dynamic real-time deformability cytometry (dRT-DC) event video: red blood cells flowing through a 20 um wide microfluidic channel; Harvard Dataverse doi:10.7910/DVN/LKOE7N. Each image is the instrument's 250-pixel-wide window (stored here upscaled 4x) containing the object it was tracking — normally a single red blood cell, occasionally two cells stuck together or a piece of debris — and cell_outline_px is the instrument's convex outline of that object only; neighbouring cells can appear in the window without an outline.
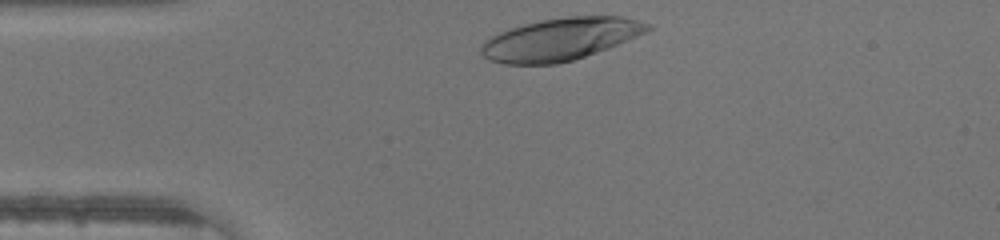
{"species": "human", "species_latin": "Homo sapiens", "temperature_condition": "warm", "stored_images_in_passage": 27, "camera_frame_rate_fps": 3000, "um_per_image_px": 0.085, "donor": {"sex": "male"}, "frame": {"image": 1, "passage_image": 1, "time_ms": 0.0, "image_size_px": [1000, 240], "cell_outline_px": [[652, 28], [648, 32], [608, 48], [572, 60], [556, 64], [504, 64], [488, 60], [480, 52], [480, 44], [484, 40], [500, 32], [524, 24], [540, 20], [568, 16], [620, 16], [652, 24]], "centroid_in_image_um": [47.63, 3.33], "position_along_channel_um": 37.4, "area_um2": 41.04}}
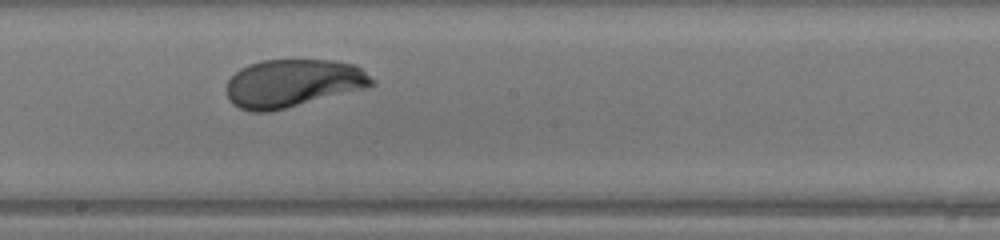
{"frame": {"image": 2, "passage_image": 16, "time_ms": 5.0, "image_size_px": [1000, 240], "cell_outline_px": [[376, 84], [368, 88], [268, 112], [252, 112], [240, 108], [232, 104], [224, 88], [228, 80], [240, 68], [248, 64], [264, 60], [336, 60], [356, 64], [376, 80]], "centroid_in_image_um": [24.92, 7.07], "position_along_channel_um": 223.3, "area_um2": 40.98}}
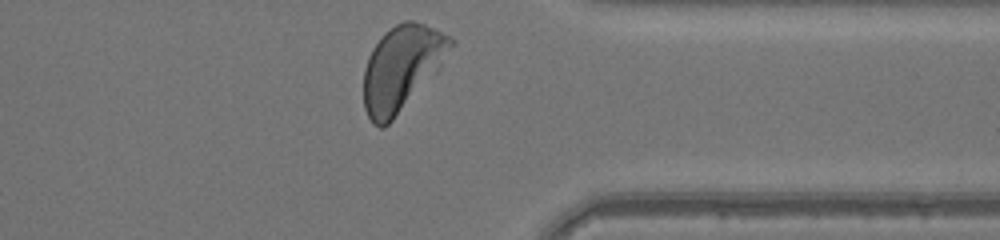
{"frame": {"image": 3, "passage_image": 27, "time_ms": 8.667, "image_size_px": [1000, 240], "cell_outline_px": [[456, 40], [392, 120], [384, 128], [380, 128], [372, 124], [364, 108], [364, 68], [368, 56], [372, 48], [384, 32], [396, 24], [404, 20], [412, 20], [436, 28], [452, 36]], "centroid_in_image_um": [34.05, 5.72], "position_along_channel_um": 377.4, "area_um2": 41.27}}